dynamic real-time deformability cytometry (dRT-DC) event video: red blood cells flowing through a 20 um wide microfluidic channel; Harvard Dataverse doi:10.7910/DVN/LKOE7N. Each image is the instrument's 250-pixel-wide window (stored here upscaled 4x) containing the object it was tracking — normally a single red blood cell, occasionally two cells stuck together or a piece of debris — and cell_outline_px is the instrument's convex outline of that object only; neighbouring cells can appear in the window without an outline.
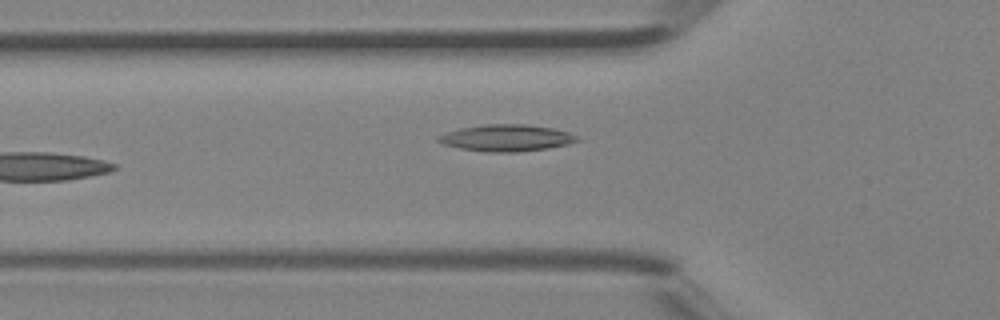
{"species": "Egyptian fruit bat (a non-hibernating species)", "species_latin": "Rousettus aegyptiacus", "temperature_condition": "room temperature", "stored_images_in_passage": 5, "camera_frame_rate_fps": 3000, "um_per_image_px": 0.085, "animal": {"sex": "female"}, "frame": {"image": 1, "passage_image": 5, "time_ms": 1.333, "image_size_px": [1000, 320], "cell_outline_px": [[580, 140], [568, 144], [548, 148], [516, 152], [484, 152], [460, 148], [444, 144], [436, 140], [436, 136], [460, 128], [484, 124], [524, 124], [552, 128], [568, 132], [576, 136]], "centroid_in_image_um": [43.03, 11.72], "position_along_channel_um": 82.8, "area_um2": 21.5}}